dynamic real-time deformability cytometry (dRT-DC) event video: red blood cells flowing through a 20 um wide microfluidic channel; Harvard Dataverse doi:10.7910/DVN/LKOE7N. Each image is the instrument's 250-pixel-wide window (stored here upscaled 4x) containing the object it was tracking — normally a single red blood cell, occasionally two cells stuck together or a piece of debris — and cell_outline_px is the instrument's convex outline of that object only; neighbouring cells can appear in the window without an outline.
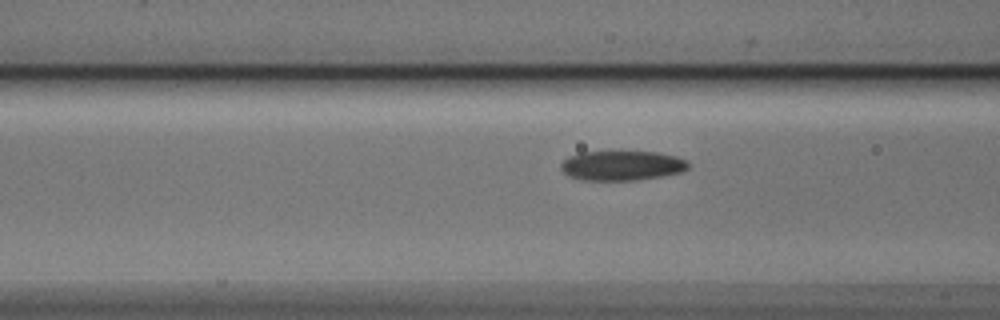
{"species": "Egyptian fruit bat (a non-hibernating species)", "species_latin": "Rousettus aegyptiacus", "temperature_condition": "cold", "stored_images_in_passage": 12, "camera_frame_rate_fps": 3000, "um_per_image_px": 0.085, "animal": {"sex": "male"}, "frame": {"image": 1, "passage_image": 10, "time_ms": 3.0, "image_size_px": [1000, 320], "cell_outline_px": [[688, 168], [680, 172], [660, 176], [636, 180], [584, 180], [568, 176], [560, 168], [560, 164], [568, 156], [580, 152], [656, 152], [676, 156], [684, 160], [688, 164]], "centroid_in_image_um": [52.81, 14.07], "position_along_channel_um": 113.8, "area_um2": 21.85}}